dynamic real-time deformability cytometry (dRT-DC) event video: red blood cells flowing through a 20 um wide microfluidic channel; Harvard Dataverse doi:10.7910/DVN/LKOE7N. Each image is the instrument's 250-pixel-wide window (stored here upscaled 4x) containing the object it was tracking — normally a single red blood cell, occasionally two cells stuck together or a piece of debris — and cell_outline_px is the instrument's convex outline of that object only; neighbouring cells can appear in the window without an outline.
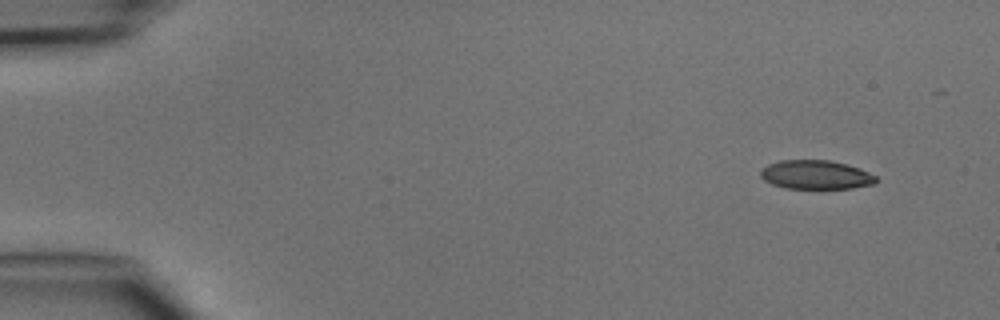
{"species": "common noctule bat (a hibernating species)", "species_latin": "Nyctalus noctula", "temperature_condition": "cold", "stored_images_in_passage": 3, "camera_frame_rate_fps": 3000, "um_per_image_px": 0.085, "animal": {"sex": "male", "body_mass_g": 15.6}, "frame": {"image": 1, "passage_image": 1, "time_ms": 0.0, "image_size_px": [1000, 320], "cell_outline_px": [[876, 184], [852, 188], [784, 188], [772, 184], [764, 180], [760, 176], [760, 172], [768, 164], [780, 160], [828, 160], [848, 164], [860, 168], [876, 176]], "centroid_in_image_um": [69.36, 14.85], "position_along_channel_um": 15.6, "area_um2": 19.48}}
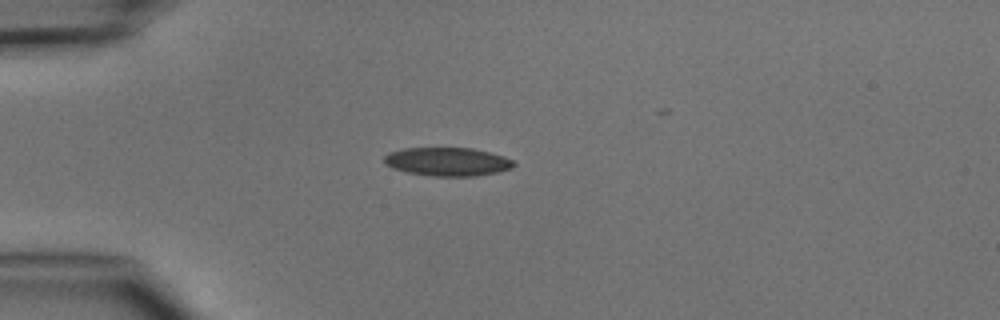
{"frame": {"image": 2, "passage_image": 3, "time_ms": 3.0, "image_size_px": [1000, 320], "cell_outline_px": [[516, 164], [512, 168], [500, 172], [476, 176], [432, 176], [408, 172], [392, 168], [384, 164], [384, 156], [388, 152], [404, 148], [472, 148], [504, 156], [512, 160]], "centroid_in_image_um": [38.03, 13.74], "position_along_channel_um": 47.0, "area_um2": 21.62}}